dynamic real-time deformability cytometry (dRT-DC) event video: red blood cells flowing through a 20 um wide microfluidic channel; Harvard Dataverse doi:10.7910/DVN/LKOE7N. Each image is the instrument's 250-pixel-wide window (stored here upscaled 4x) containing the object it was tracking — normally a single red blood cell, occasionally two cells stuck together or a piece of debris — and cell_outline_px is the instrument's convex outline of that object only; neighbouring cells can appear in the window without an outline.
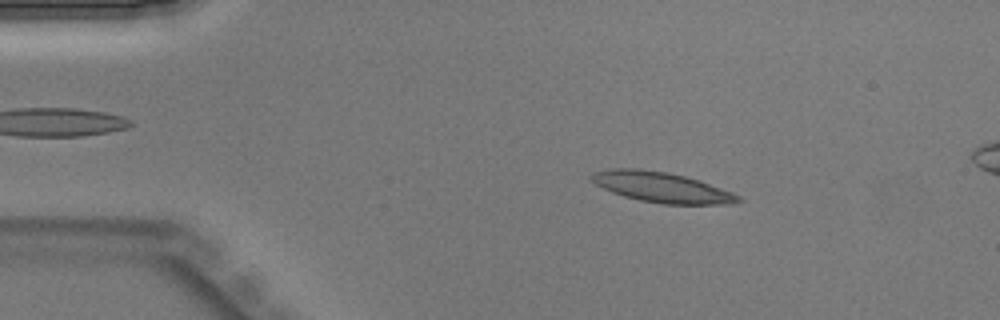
{"species": "Egyptian fruit bat (a non-hibernating species)", "species_latin": "Rousettus aegyptiacus", "temperature_condition": "warm", "stored_images_in_passage": 12, "camera_frame_rate_fps": 3000, "um_per_image_px": 0.085, "animal": {"sex": "male"}, "frame": {"image": 1, "passage_image": 7, "time_ms": 2.0, "image_size_px": [1000, 320], "cell_outline_px": [[744, 200], [732, 204], [660, 204], [640, 200], [624, 196], [612, 192], [596, 184], [588, 176], [592, 172], [612, 168], [640, 168], [668, 172], [684, 176], [732, 192], [740, 196]], "centroid_in_image_um": [56.21, 15.91], "position_along_channel_um": 28.8, "area_um2": 25.84}}